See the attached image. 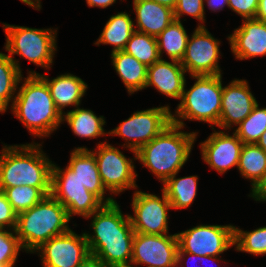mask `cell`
Listing matches in <instances>:
<instances>
[{
  "instance_id": "cell-1",
  "label": "cell",
  "mask_w": 266,
  "mask_h": 267,
  "mask_svg": "<svg viewBox=\"0 0 266 267\" xmlns=\"http://www.w3.org/2000/svg\"><path fill=\"white\" fill-rule=\"evenodd\" d=\"M92 215L95 235L85 233L89 252L108 267H130L135 232L129 215L124 218L116 201L104 204Z\"/></svg>"
},
{
  "instance_id": "cell-2",
  "label": "cell",
  "mask_w": 266,
  "mask_h": 267,
  "mask_svg": "<svg viewBox=\"0 0 266 267\" xmlns=\"http://www.w3.org/2000/svg\"><path fill=\"white\" fill-rule=\"evenodd\" d=\"M171 121L160 134L143 145L135 157L158 176L163 184L185 164L197 135L195 132H179L184 123L174 115H171Z\"/></svg>"
},
{
  "instance_id": "cell-3",
  "label": "cell",
  "mask_w": 266,
  "mask_h": 267,
  "mask_svg": "<svg viewBox=\"0 0 266 267\" xmlns=\"http://www.w3.org/2000/svg\"><path fill=\"white\" fill-rule=\"evenodd\" d=\"M12 109L15 116L36 136H48L63 121L47 83L36 72H30L15 96Z\"/></svg>"
},
{
  "instance_id": "cell-4",
  "label": "cell",
  "mask_w": 266,
  "mask_h": 267,
  "mask_svg": "<svg viewBox=\"0 0 266 267\" xmlns=\"http://www.w3.org/2000/svg\"><path fill=\"white\" fill-rule=\"evenodd\" d=\"M39 144L4 147L0 155V191L15 186L51 188L52 166Z\"/></svg>"
},
{
  "instance_id": "cell-5",
  "label": "cell",
  "mask_w": 266,
  "mask_h": 267,
  "mask_svg": "<svg viewBox=\"0 0 266 267\" xmlns=\"http://www.w3.org/2000/svg\"><path fill=\"white\" fill-rule=\"evenodd\" d=\"M66 208L52 195L30 209L17 214L15 230L22 248L33 252L55 236L70 230Z\"/></svg>"
},
{
  "instance_id": "cell-6",
  "label": "cell",
  "mask_w": 266,
  "mask_h": 267,
  "mask_svg": "<svg viewBox=\"0 0 266 267\" xmlns=\"http://www.w3.org/2000/svg\"><path fill=\"white\" fill-rule=\"evenodd\" d=\"M197 79L190 90H184L176 113L181 119L219 124L221 114V75L192 76Z\"/></svg>"
},
{
  "instance_id": "cell-7",
  "label": "cell",
  "mask_w": 266,
  "mask_h": 267,
  "mask_svg": "<svg viewBox=\"0 0 266 267\" xmlns=\"http://www.w3.org/2000/svg\"><path fill=\"white\" fill-rule=\"evenodd\" d=\"M51 195L67 210L68 217L72 214L91 217L104 204L114 203L113 198L102 202L95 194L88 191L75 173L67 166L65 171L52 166Z\"/></svg>"
},
{
  "instance_id": "cell-8",
  "label": "cell",
  "mask_w": 266,
  "mask_h": 267,
  "mask_svg": "<svg viewBox=\"0 0 266 267\" xmlns=\"http://www.w3.org/2000/svg\"><path fill=\"white\" fill-rule=\"evenodd\" d=\"M7 36L5 49L12 54L25 57L30 62L48 68L53 63L56 50V31L50 29H33L22 26L5 24L3 26ZM53 31V32H52Z\"/></svg>"
},
{
  "instance_id": "cell-9",
  "label": "cell",
  "mask_w": 266,
  "mask_h": 267,
  "mask_svg": "<svg viewBox=\"0 0 266 267\" xmlns=\"http://www.w3.org/2000/svg\"><path fill=\"white\" fill-rule=\"evenodd\" d=\"M168 106L151 108L133 113L109 134L119 135L130 141L127 147L136 152L172 123Z\"/></svg>"
},
{
  "instance_id": "cell-10",
  "label": "cell",
  "mask_w": 266,
  "mask_h": 267,
  "mask_svg": "<svg viewBox=\"0 0 266 267\" xmlns=\"http://www.w3.org/2000/svg\"><path fill=\"white\" fill-rule=\"evenodd\" d=\"M234 226L200 225L178 233V247L200 256H218L234 245Z\"/></svg>"
},
{
  "instance_id": "cell-11",
  "label": "cell",
  "mask_w": 266,
  "mask_h": 267,
  "mask_svg": "<svg viewBox=\"0 0 266 267\" xmlns=\"http://www.w3.org/2000/svg\"><path fill=\"white\" fill-rule=\"evenodd\" d=\"M132 206L135 217L129 215V219L135 233L167 234V211L172 206L164 191L162 200L156 195L137 191Z\"/></svg>"
},
{
  "instance_id": "cell-12",
  "label": "cell",
  "mask_w": 266,
  "mask_h": 267,
  "mask_svg": "<svg viewBox=\"0 0 266 267\" xmlns=\"http://www.w3.org/2000/svg\"><path fill=\"white\" fill-rule=\"evenodd\" d=\"M219 43L203 25H199L188 39L181 65L191 76L221 75L217 63Z\"/></svg>"
},
{
  "instance_id": "cell-13",
  "label": "cell",
  "mask_w": 266,
  "mask_h": 267,
  "mask_svg": "<svg viewBox=\"0 0 266 267\" xmlns=\"http://www.w3.org/2000/svg\"><path fill=\"white\" fill-rule=\"evenodd\" d=\"M95 155L99 174L105 188L113 193H119L127 188H136L134 165L113 146L107 143L98 145Z\"/></svg>"
},
{
  "instance_id": "cell-14",
  "label": "cell",
  "mask_w": 266,
  "mask_h": 267,
  "mask_svg": "<svg viewBox=\"0 0 266 267\" xmlns=\"http://www.w3.org/2000/svg\"><path fill=\"white\" fill-rule=\"evenodd\" d=\"M177 235H151L135 233L130 263L148 267H167L177 264Z\"/></svg>"
},
{
  "instance_id": "cell-15",
  "label": "cell",
  "mask_w": 266,
  "mask_h": 267,
  "mask_svg": "<svg viewBox=\"0 0 266 267\" xmlns=\"http://www.w3.org/2000/svg\"><path fill=\"white\" fill-rule=\"evenodd\" d=\"M44 267H77L89 254L85 233L78 236L72 230L42 244Z\"/></svg>"
},
{
  "instance_id": "cell-16",
  "label": "cell",
  "mask_w": 266,
  "mask_h": 267,
  "mask_svg": "<svg viewBox=\"0 0 266 267\" xmlns=\"http://www.w3.org/2000/svg\"><path fill=\"white\" fill-rule=\"evenodd\" d=\"M257 104L249 90L246 80H234L222 91L221 114L219 124L221 128H230L232 124L239 125Z\"/></svg>"
},
{
  "instance_id": "cell-17",
  "label": "cell",
  "mask_w": 266,
  "mask_h": 267,
  "mask_svg": "<svg viewBox=\"0 0 266 267\" xmlns=\"http://www.w3.org/2000/svg\"><path fill=\"white\" fill-rule=\"evenodd\" d=\"M243 144L236 133L229 136L221 131L214 132L201 143L203 160L222 174L229 168L238 166Z\"/></svg>"
},
{
  "instance_id": "cell-18",
  "label": "cell",
  "mask_w": 266,
  "mask_h": 267,
  "mask_svg": "<svg viewBox=\"0 0 266 267\" xmlns=\"http://www.w3.org/2000/svg\"><path fill=\"white\" fill-rule=\"evenodd\" d=\"M237 59L266 55V22L256 18L243 21V25L228 37Z\"/></svg>"
},
{
  "instance_id": "cell-19",
  "label": "cell",
  "mask_w": 266,
  "mask_h": 267,
  "mask_svg": "<svg viewBox=\"0 0 266 267\" xmlns=\"http://www.w3.org/2000/svg\"><path fill=\"white\" fill-rule=\"evenodd\" d=\"M183 68L179 61L167 62L159 59L147 69L145 87L154 86L166 96L181 99L185 85Z\"/></svg>"
},
{
  "instance_id": "cell-20",
  "label": "cell",
  "mask_w": 266,
  "mask_h": 267,
  "mask_svg": "<svg viewBox=\"0 0 266 267\" xmlns=\"http://www.w3.org/2000/svg\"><path fill=\"white\" fill-rule=\"evenodd\" d=\"M139 32L157 37L174 20L173 9L151 0H134Z\"/></svg>"
},
{
  "instance_id": "cell-21",
  "label": "cell",
  "mask_w": 266,
  "mask_h": 267,
  "mask_svg": "<svg viewBox=\"0 0 266 267\" xmlns=\"http://www.w3.org/2000/svg\"><path fill=\"white\" fill-rule=\"evenodd\" d=\"M68 167L75 173L85 188L102 202L105 186L101 180L95 155L87 148L78 147L71 153Z\"/></svg>"
},
{
  "instance_id": "cell-22",
  "label": "cell",
  "mask_w": 266,
  "mask_h": 267,
  "mask_svg": "<svg viewBox=\"0 0 266 267\" xmlns=\"http://www.w3.org/2000/svg\"><path fill=\"white\" fill-rule=\"evenodd\" d=\"M38 75L47 83L55 106L61 114H63L62 109L66 106L75 105L78 107L80 99L87 89L86 83L81 78L65 74L49 81L44 75Z\"/></svg>"
},
{
  "instance_id": "cell-23",
  "label": "cell",
  "mask_w": 266,
  "mask_h": 267,
  "mask_svg": "<svg viewBox=\"0 0 266 267\" xmlns=\"http://www.w3.org/2000/svg\"><path fill=\"white\" fill-rule=\"evenodd\" d=\"M113 65L119 74L129 94L144 89L148 67L125 51L111 54Z\"/></svg>"
},
{
  "instance_id": "cell-24",
  "label": "cell",
  "mask_w": 266,
  "mask_h": 267,
  "mask_svg": "<svg viewBox=\"0 0 266 267\" xmlns=\"http://www.w3.org/2000/svg\"><path fill=\"white\" fill-rule=\"evenodd\" d=\"M133 27L134 24L127 13L123 12L111 16L95 44L99 45L103 43L114 45L112 53L122 51L136 30Z\"/></svg>"
},
{
  "instance_id": "cell-25",
  "label": "cell",
  "mask_w": 266,
  "mask_h": 267,
  "mask_svg": "<svg viewBox=\"0 0 266 267\" xmlns=\"http://www.w3.org/2000/svg\"><path fill=\"white\" fill-rule=\"evenodd\" d=\"M188 39L181 21L175 19L156 37L160 59L162 49H165L171 60L181 62L185 55Z\"/></svg>"
},
{
  "instance_id": "cell-26",
  "label": "cell",
  "mask_w": 266,
  "mask_h": 267,
  "mask_svg": "<svg viewBox=\"0 0 266 267\" xmlns=\"http://www.w3.org/2000/svg\"><path fill=\"white\" fill-rule=\"evenodd\" d=\"M176 174L170 177L163 187L172 209L189 207L197 192V176L175 178Z\"/></svg>"
},
{
  "instance_id": "cell-27",
  "label": "cell",
  "mask_w": 266,
  "mask_h": 267,
  "mask_svg": "<svg viewBox=\"0 0 266 267\" xmlns=\"http://www.w3.org/2000/svg\"><path fill=\"white\" fill-rule=\"evenodd\" d=\"M67 123L71 126L74 134L80 137L95 138L104 135L103 116L97 117L93 111L77 108L65 114Z\"/></svg>"
},
{
  "instance_id": "cell-28",
  "label": "cell",
  "mask_w": 266,
  "mask_h": 267,
  "mask_svg": "<svg viewBox=\"0 0 266 267\" xmlns=\"http://www.w3.org/2000/svg\"><path fill=\"white\" fill-rule=\"evenodd\" d=\"M237 167L254 187L266 171V152L257 144H243Z\"/></svg>"
},
{
  "instance_id": "cell-29",
  "label": "cell",
  "mask_w": 266,
  "mask_h": 267,
  "mask_svg": "<svg viewBox=\"0 0 266 267\" xmlns=\"http://www.w3.org/2000/svg\"><path fill=\"white\" fill-rule=\"evenodd\" d=\"M21 69L10 56L0 53V112H5L20 83Z\"/></svg>"
},
{
  "instance_id": "cell-30",
  "label": "cell",
  "mask_w": 266,
  "mask_h": 267,
  "mask_svg": "<svg viewBox=\"0 0 266 267\" xmlns=\"http://www.w3.org/2000/svg\"><path fill=\"white\" fill-rule=\"evenodd\" d=\"M123 51L144 65L151 66L160 59L156 37L134 31Z\"/></svg>"
},
{
  "instance_id": "cell-31",
  "label": "cell",
  "mask_w": 266,
  "mask_h": 267,
  "mask_svg": "<svg viewBox=\"0 0 266 267\" xmlns=\"http://www.w3.org/2000/svg\"><path fill=\"white\" fill-rule=\"evenodd\" d=\"M14 211L19 214L26 211L51 195V188H37L33 186H15L2 191Z\"/></svg>"
},
{
  "instance_id": "cell-32",
  "label": "cell",
  "mask_w": 266,
  "mask_h": 267,
  "mask_svg": "<svg viewBox=\"0 0 266 267\" xmlns=\"http://www.w3.org/2000/svg\"><path fill=\"white\" fill-rule=\"evenodd\" d=\"M258 103L252 112L239 124L235 130L238 138L244 144H256L266 130V108L260 109Z\"/></svg>"
},
{
  "instance_id": "cell-33",
  "label": "cell",
  "mask_w": 266,
  "mask_h": 267,
  "mask_svg": "<svg viewBox=\"0 0 266 267\" xmlns=\"http://www.w3.org/2000/svg\"><path fill=\"white\" fill-rule=\"evenodd\" d=\"M234 244L237 251H244L254 255L266 254V227L246 232L234 228Z\"/></svg>"
},
{
  "instance_id": "cell-34",
  "label": "cell",
  "mask_w": 266,
  "mask_h": 267,
  "mask_svg": "<svg viewBox=\"0 0 266 267\" xmlns=\"http://www.w3.org/2000/svg\"><path fill=\"white\" fill-rule=\"evenodd\" d=\"M22 245L17 236L0 228V265H14Z\"/></svg>"
},
{
  "instance_id": "cell-35",
  "label": "cell",
  "mask_w": 266,
  "mask_h": 267,
  "mask_svg": "<svg viewBox=\"0 0 266 267\" xmlns=\"http://www.w3.org/2000/svg\"><path fill=\"white\" fill-rule=\"evenodd\" d=\"M173 11L174 18L179 21L184 13L204 21V0H178Z\"/></svg>"
},
{
  "instance_id": "cell-36",
  "label": "cell",
  "mask_w": 266,
  "mask_h": 267,
  "mask_svg": "<svg viewBox=\"0 0 266 267\" xmlns=\"http://www.w3.org/2000/svg\"><path fill=\"white\" fill-rule=\"evenodd\" d=\"M258 3L259 0H228V7L245 20L256 17Z\"/></svg>"
},
{
  "instance_id": "cell-37",
  "label": "cell",
  "mask_w": 266,
  "mask_h": 267,
  "mask_svg": "<svg viewBox=\"0 0 266 267\" xmlns=\"http://www.w3.org/2000/svg\"><path fill=\"white\" fill-rule=\"evenodd\" d=\"M17 222V213L8 202L5 194L0 191V228L5 226L13 227L15 230Z\"/></svg>"
},
{
  "instance_id": "cell-38",
  "label": "cell",
  "mask_w": 266,
  "mask_h": 267,
  "mask_svg": "<svg viewBox=\"0 0 266 267\" xmlns=\"http://www.w3.org/2000/svg\"><path fill=\"white\" fill-rule=\"evenodd\" d=\"M252 197L256 201H266V171L256 185L252 187Z\"/></svg>"
},
{
  "instance_id": "cell-39",
  "label": "cell",
  "mask_w": 266,
  "mask_h": 267,
  "mask_svg": "<svg viewBox=\"0 0 266 267\" xmlns=\"http://www.w3.org/2000/svg\"><path fill=\"white\" fill-rule=\"evenodd\" d=\"M77 267H108L94 254H89Z\"/></svg>"
},
{
  "instance_id": "cell-40",
  "label": "cell",
  "mask_w": 266,
  "mask_h": 267,
  "mask_svg": "<svg viewBox=\"0 0 266 267\" xmlns=\"http://www.w3.org/2000/svg\"><path fill=\"white\" fill-rule=\"evenodd\" d=\"M255 18L266 22V0H259Z\"/></svg>"
},
{
  "instance_id": "cell-41",
  "label": "cell",
  "mask_w": 266,
  "mask_h": 267,
  "mask_svg": "<svg viewBox=\"0 0 266 267\" xmlns=\"http://www.w3.org/2000/svg\"><path fill=\"white\" fill-rule=\"evenodd\" d=\"M89 7L98 6L101 8H106L112 5L116 0H86Z\"/></svg>"
},
{
  "instance_id": "cell-42",
  "label": "cell",
  "mask_w": 266,
  "mask_h": 267,
  "mask_svg": "<svg viewBox=\"0 0 266 267\" xmlns=\"http://www.w3.org/2000/svg\"><path fill=\"white\" fill-rule=\"evenodd\" d=\"M208 3V6L211 10H220L221 8L223 9V7L225 5L228 6V0H206Z\"/></svg>"
},
{
  "instance_id": "cell-43",
  "label": "cell",
  "mask_w": 266,
  "mask_h": 267,
  "mask_svg": "<svg viewBox=\"0 0 266 267\" xmlns=\"http://www.w3.org/2000/svg\"><path fill=\"white\" fill-rule=\"evenodd\" d=\"M185 254H189L190 256H192V257H198V258H201V259H216L217 258V256H200V255H193V254H191V253H187V252H184V251H182L179 247H178V251H177V265H179V263L180 262H182L181 261V259H182V257H184V255Z\"/></svg>"
},
{
  "instance_id": "cell-44",
  "label": "cell",
  "mask_w": 266,
  "mask_h": 267,
  "mask_svg": "<svg viewBox=\"0 0 266 267\" xmlns=\"http://www.w3.org/2000/svg\"><path fill=\"white\" fill-rule=\"evenodd\" d=\"M174 10L178 0H151Z\"/></svg>"
},
{
  "instance_id": "cell-45",
  "label": "cell",
  "mask_w": 266,
  "mask_h": 267,
  "mask_svg": "<svg viewBox=\"0 0 266 267\" xmlns=\"http://www.w3.org/2000/svg\"><path fill=\"white\" fill-rule=\"evenodd\" d=\"M258 146H260L265 152H266V130L265 133H263L256 143Z\"/></svg>"
},
{
  "instance_id": "cell-46",
  "label": "cell",
  "mask_w": 266,
  "mask_h": 267,
  "mask_svg": "<svg viewBox=\"0 0 266 267\" xmlns=\"http://www.w3.org/2000/svg\"><path fill=\"white\" fill-rule=\"evenodd\" d=\"M21 1L33 8H36V9L41 8L40 6H36L35 2L31 0H21Z\"/></svg>"
},
{
  "instance_id": "cell-47",
  "label": "cell",
  "mask_w": 266,
  "mask_h": 267,
  "mask_svg": "<svg viewBox=\"0 0 266 267\" xmlns=\"http://www.w3.org/2000/svg\"><path fill=\"white\" fill-rule=\"evenodd\" d=\"M31 1H32V0H31ZM34 1L36 2V3H35L36 6H41V5H40V0H34Z\"/></svg>"
},
{
  "instance_id": "cell-48",
  "label": "cell",
  "mask_w": 266,
  "mask_h": 267,
  "mask_svg": "<svg viewBox=\"0 0 266 267\" xmlns=\"http://www.w3.org/2000/svg\"><path fill=\"white\" fill-rule=\"evenodd\" d=\"M0 267H13V265H8V266L0 265Z\"/></svg>"
}]
</instances>
